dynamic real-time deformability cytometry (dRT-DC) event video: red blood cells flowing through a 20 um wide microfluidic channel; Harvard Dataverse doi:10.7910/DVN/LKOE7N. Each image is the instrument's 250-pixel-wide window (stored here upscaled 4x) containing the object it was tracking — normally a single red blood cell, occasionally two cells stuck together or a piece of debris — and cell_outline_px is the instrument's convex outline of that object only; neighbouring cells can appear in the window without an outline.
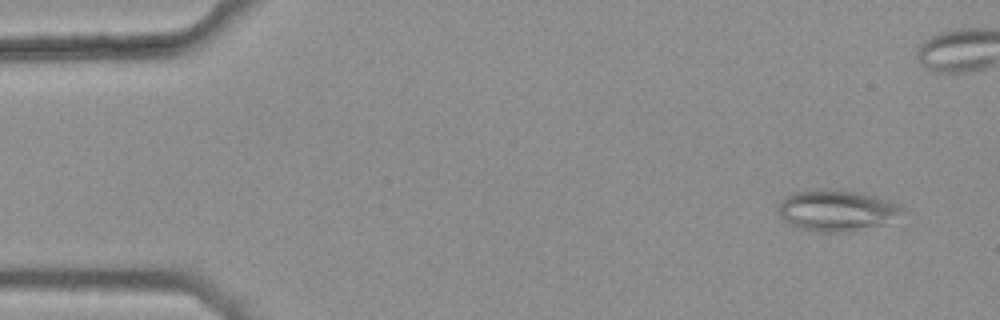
{"species": "common noctule bat (a hibernating species)", "species_latin": "Nyctalus noctula", "temperature_condition": "warm", "stored_images_in_passage": 5, "camera_frame_rate_fps": 3000, "um_per_image_px": 0.085, "animal": {"sex": "female", "body_mass_g": 25.1}, "frame": {"image": 1, "passage_image": 2, "time_ms": 0.333, "image_size_px": [1000, 320], "cell_outline_px": [[904, 208], [884, 224], [852, 232], [820, 232], [800, 228], [784, 220], [780, 216], [776, 204], [792, 192], [816, 188], [832, 188], [860, 192], [896, 204]], "centroid_in_image_um": [71.01, 17.87], "position_along_channel_um": 14.0, "area_um2": 29.65}}